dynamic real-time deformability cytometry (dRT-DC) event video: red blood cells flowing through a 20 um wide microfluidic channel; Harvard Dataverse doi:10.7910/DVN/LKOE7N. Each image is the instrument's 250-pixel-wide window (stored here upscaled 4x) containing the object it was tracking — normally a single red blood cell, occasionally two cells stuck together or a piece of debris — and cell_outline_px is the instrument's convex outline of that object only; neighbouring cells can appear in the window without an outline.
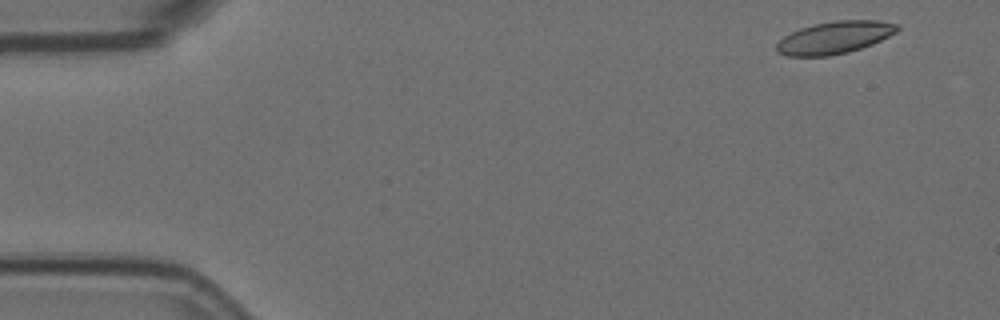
{"species": "Egyptian fruit bat (a non-hibernating species)", "species_latin": "Rousettus aegyptiacus", "temperature_condition": "room temperature", "stored_images_in_passage": 7, "camera_frame_rate_fps": 3000, "um_per_image_px": 0.085, "animal": {"sex": "female"}, "frame": {"image": 1, "passage_image": 1, "time_ms": 0.0, "image_size_px": [1000, 320], "cell_outline_px": [[900, 28], [896, 32], [872, 44], [848, 52], [828, 56], [788, 56], [776, 52], [776, 44], [784, 36], [800, 28], [816, 24], [836, 20], [876, 20], [900, 24]], "centroid_in_image_um": [70.94, 3.19], "position_along_channel_um": 14.1, "area_um2": 22.66}}
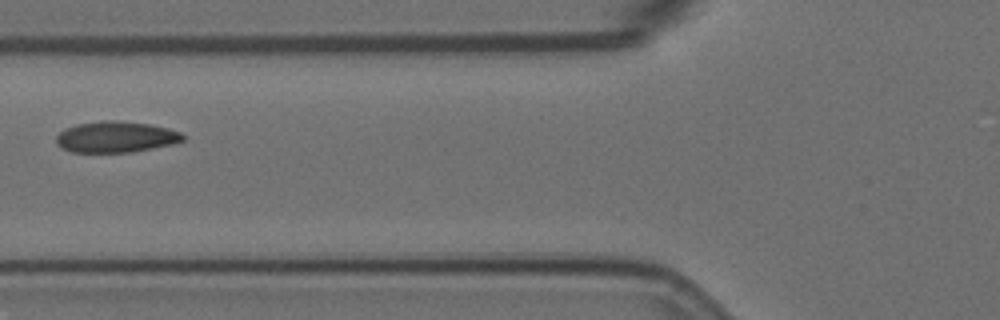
{"frame": {"image": 2, "passage_image": 6, "time_ms": 1.667, "image_size_px": [1000, 320], "cell_outline_px": [[184, 140], [172, 144], [132, 152], [72, 152], [56, 144], [56, 136], [64, 128], [76, 124], [104, 120], [116, 120], [148, 124], [168, 128], [180, 132], [184, 136]], "centroid_in_image_um": [9.83, 11.63], "position_along_channel_um": 116.0, "area_um2": 22.89}}
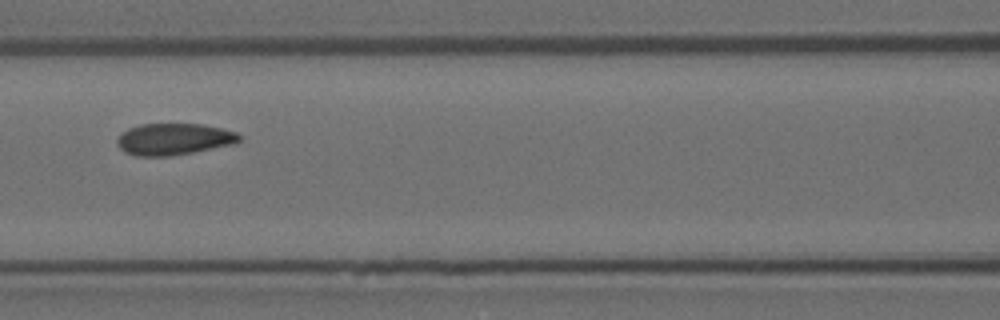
{"frame": {"image": 3, "passage_image": 7, "time_ms": 2.0, "image_size_px": [1000, 320], "cell_outline_px": [[240, 140], [232, 144], [192, 152], [168, 156], [136, 156], [124, 152], [116, 144], [116, 140], [120, 132], [128, 128], [140, 124], [204, 124], [236, 132], [240, 136]], "centroid_in_image_um": [14.7, 11.82], "position_along_channel_um": 151.9, "area_um2": 22.48}}